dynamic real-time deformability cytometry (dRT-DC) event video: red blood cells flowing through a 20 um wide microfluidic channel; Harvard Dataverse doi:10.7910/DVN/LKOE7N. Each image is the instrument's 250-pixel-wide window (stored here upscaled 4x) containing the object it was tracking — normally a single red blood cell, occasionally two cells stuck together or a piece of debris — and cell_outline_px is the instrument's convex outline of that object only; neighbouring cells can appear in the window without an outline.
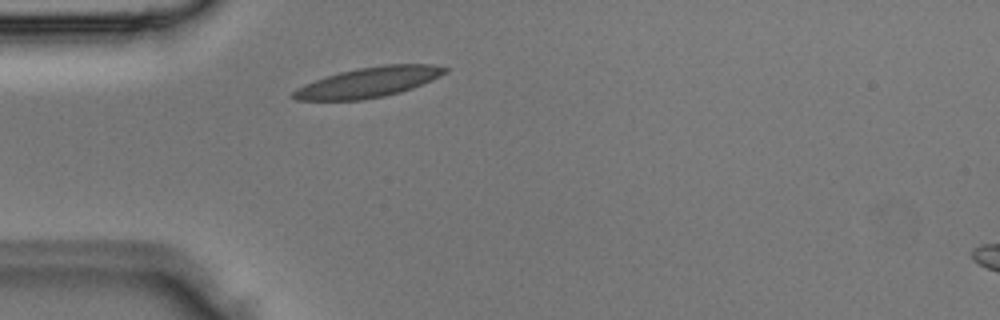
{"species": "Egyptian fruit bat (a non-hibernating species)", "species_latin": "Rousettus aegyptiacus", "temperature_condition": "room temperature", "stored_images_in_passage": 2, "camera_frame_rate_fps": 3000, "um_per_image_px": 0.085, "animal": {"sex": "male"}, "frame": {"image": 1, "passage_image": 1, "time_ms": 0.0, "image_size_px": [1000, 320], "cell_outline_px": [[448, 72], [432, 80], [412, 88], [400, 92], [384, 96], [364, 100], [296, 100], [292, 96], [292, 92], [296, 88], [304, 84], [340, 72], [360, 68], [384, 64], [432, 64], [448, 68]], "centroid_in_image_um": [31.35, 6.99], "position_along_channel_um": 53.6, "area_um2": 26.47}}